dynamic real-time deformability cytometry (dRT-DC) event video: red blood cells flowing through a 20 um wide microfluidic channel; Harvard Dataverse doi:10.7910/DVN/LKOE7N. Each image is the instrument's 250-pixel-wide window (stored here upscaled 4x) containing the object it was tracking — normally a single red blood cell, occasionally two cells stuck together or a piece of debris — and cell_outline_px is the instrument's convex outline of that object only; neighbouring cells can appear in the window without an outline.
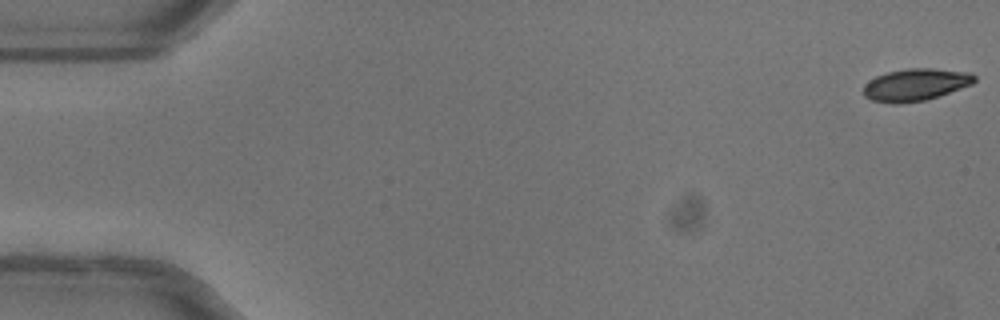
{"species": "common noctule bat (a hibernating species)", "species_latin": "Nyctalus noctula", "temperature_condition": "warm", "stored_images_in_passage": 19, "camera_frame_rate_fps": 3000, "um_per_image_px": 0.085, "animal": {"sex": "female"}, "frame": {"image": 1, "passage_image": 1, "time_ms": 0.0, "image_size_px": [1000, 320], "cell_outline_px": [[976, 80], [972, 84], [924, 100], [900, 104], [892, 104], [872, 100], [864, 96], [864, 84], [876, 76], [888, 72], [908, 68], [932, 68], [972, 72], [976, 76]], "centroid_in_image_um": [77.82, 7.19], "position_along_channel_um": 7.2, "area_um2": 20.75}}
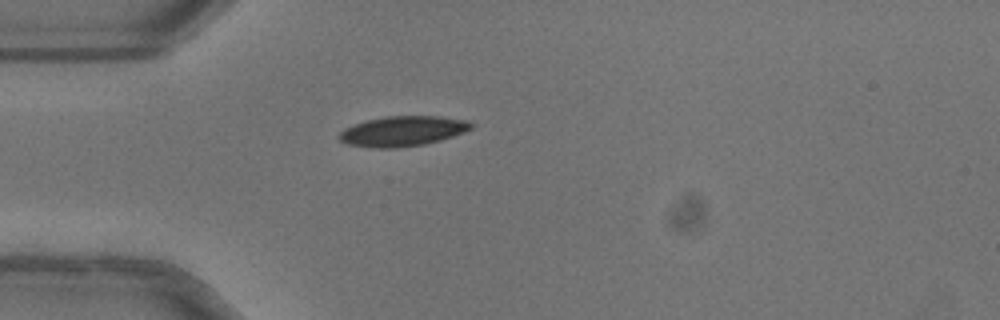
{"frame": {"image": 2, "passage_image": 15, "time_ms": 4.667, "image_size_px": [1000, 320], "cell_outline_px": [[476, 124], [472, 128], [464, 132], [440, 140], [424, 144], [396, 148], [372, 148], [348, 144], [340, 140], [336, 136], [344, 128], [368, 120], [384, 116], [440, 116], [468, 120]], "centroid_in_image_um": [34.24, 11.14], "position_along_channel_um": 50.8, "area_um2": 23.24}}